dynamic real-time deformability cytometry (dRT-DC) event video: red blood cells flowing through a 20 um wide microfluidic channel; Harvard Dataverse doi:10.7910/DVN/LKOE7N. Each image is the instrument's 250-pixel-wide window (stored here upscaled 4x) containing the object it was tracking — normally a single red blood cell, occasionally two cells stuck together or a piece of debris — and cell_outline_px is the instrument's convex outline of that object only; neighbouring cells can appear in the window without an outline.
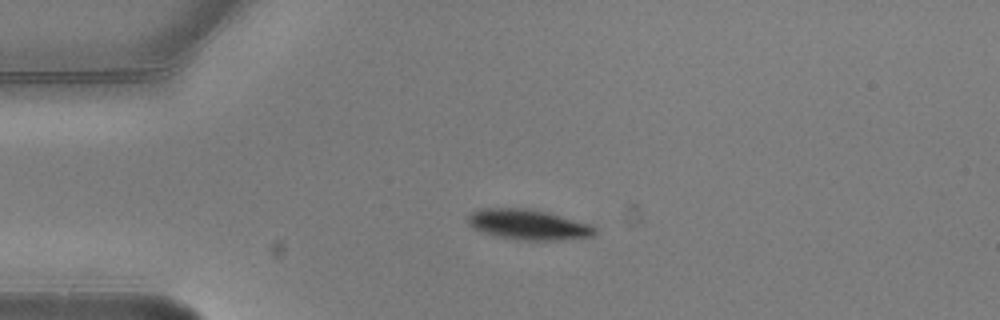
{"species": "common noctule bat (a hibernating species)", "species_latin": "Nyctalus noctula", "temperature_condition": "warm", "stored_images_in_passage": 5, "camera_frame_rate_fps": 3000, "um_per_image_px": 0.085, "animal": {"sex": "male", "body_mass_g": 20.5, "forearm_length_mm": 52.5}, "frame": {"image": 1, "passage_image": 4, "time_ms": 1.0, "image_size_px": [1000, 320], "cell_outline_px": [[596, 232], [592, 236], [560, 240], [524, 240], [500, 236], [484, 232], [472, 228], [468, 224], [468, 216], [472, 212], [480, 208], [528, 208], [548, 212], [588, 224], [596, 228]], "centroid_in_image_um": [44.88, 19.08], "position_along_channel_um": 40.1, "area_um2": 22.14}}